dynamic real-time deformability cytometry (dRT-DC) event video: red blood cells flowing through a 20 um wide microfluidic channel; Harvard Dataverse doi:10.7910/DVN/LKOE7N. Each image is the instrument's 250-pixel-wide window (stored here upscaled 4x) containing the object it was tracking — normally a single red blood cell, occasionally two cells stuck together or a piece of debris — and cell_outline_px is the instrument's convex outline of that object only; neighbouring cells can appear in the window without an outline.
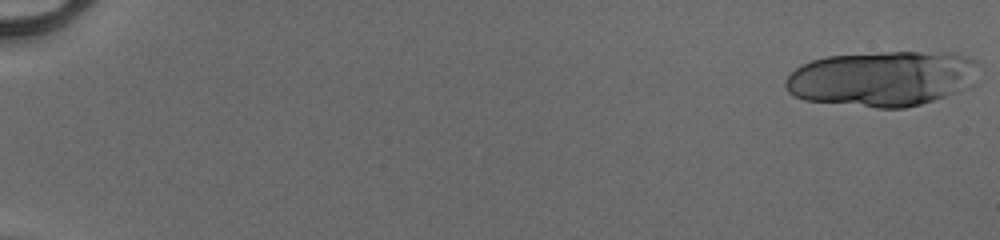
{"species": "human", "species_latin": "Homo sapiens", "temperature_condition": "cold", "stored_images_in_passage": 21, "camera_frame_rate_fps": 3000, "um_per_image_px": 0.085, "donor": {"sex": "male"}, "frame": {"image": 1, "passage_image": 1, "time_ms": 0.0, "image_size_px": [1000, 240], "cell_outline_px": [[976, 60], [972, 84], [968, 88], [920, 104], [904, 108], [876, 108], [804, 100], [788, 92], [784, 84], [784, 80], [796, 68], [812, 60], [828, 56], [880, 52], [952, 52]], "centroid_in_image_um": [74.96, 6.68], "position_along_channel_um": 10.0, "area_um2": 62.14}}
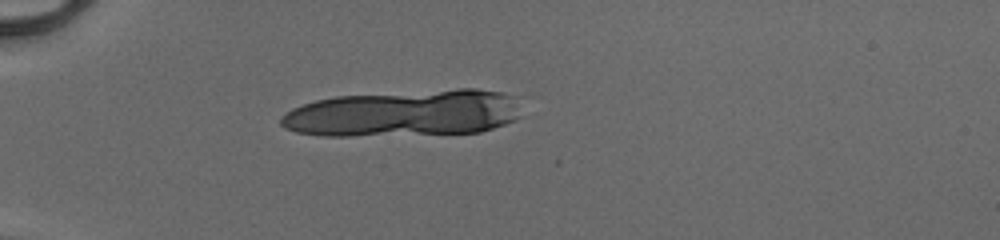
{"frame": {"image": 2, "passage_image": 16, "time_ms": 5.0, "image_size_px": [1000, 240], "cell_outline_px": [[516, 116], [512, 120], [504, 124], [480, 132], [352, 136], [324, 136], [296, 132], [284, 128], [280, 124], [280, 116], [292, 108], [316, 100], [336, 96], [456, 88], [476, 88], [500, 92], [508, 96]], "centroid_in_image_um": [34.17, 9.63], "position_along_channel_um": 50.8, "area_um2": 64.56}}